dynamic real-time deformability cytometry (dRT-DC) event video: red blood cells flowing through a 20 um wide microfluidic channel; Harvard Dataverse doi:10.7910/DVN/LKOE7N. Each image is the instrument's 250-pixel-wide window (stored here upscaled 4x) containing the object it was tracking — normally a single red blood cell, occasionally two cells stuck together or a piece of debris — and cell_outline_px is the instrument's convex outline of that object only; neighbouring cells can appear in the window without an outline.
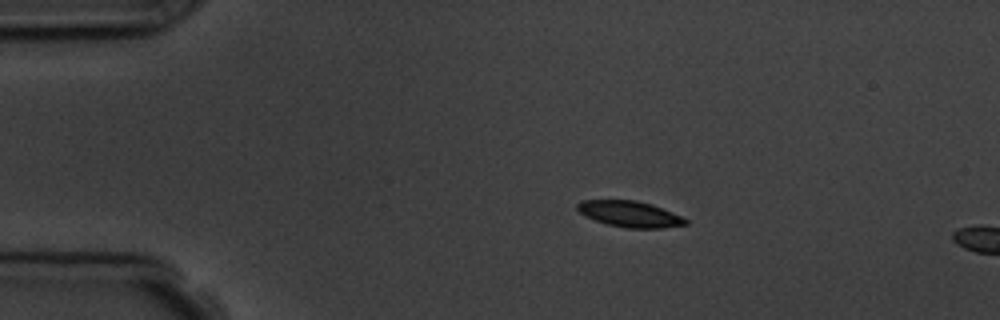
{"species": "common noctule bat (a hibernating species)", "species_latin": "Nyctalus noctula", "temperature_condition": "room temperature", "stored_images_in_passage": 3, "camera_frame_rate_fps": 3000, "um_per_image_px": 0.085, "animal": {"sex": "male", "body_mass_g": 19.5, "forearm_length_mm": 54.6}, "frame": {"image": 1, "passage_image": 2, "time_ms": 1.0, "image_size_px": [1000, 320], "cell_outline_px": [[688, 224], [664, 228], [624, 228], [608, 224], [584, 216], [576, 208], [576, 204], [580, 200], [636, 200], [652, 204], [672, 212], [688, 220]], "centroid_in_image_um": [53.52, 18.19], "position_along_channel_um": 31.5, "area_um2": 16.47}}